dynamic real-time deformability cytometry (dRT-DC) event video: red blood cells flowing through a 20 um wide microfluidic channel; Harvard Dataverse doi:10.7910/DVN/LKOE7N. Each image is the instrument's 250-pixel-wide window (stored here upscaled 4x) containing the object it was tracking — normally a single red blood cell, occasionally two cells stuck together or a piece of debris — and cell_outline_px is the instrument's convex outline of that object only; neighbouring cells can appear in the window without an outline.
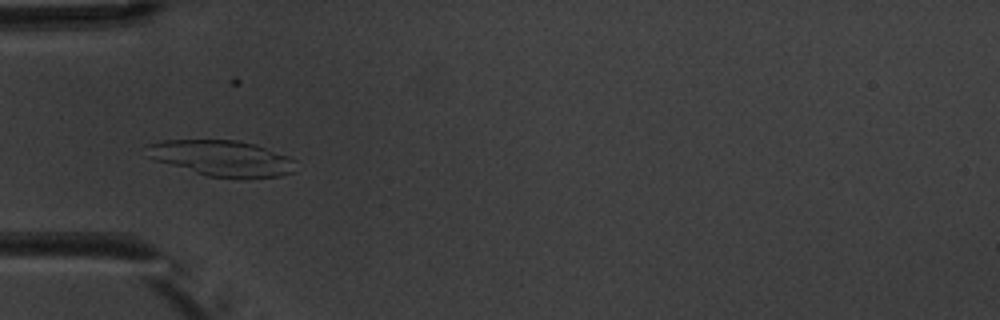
{"species": "common noctule bat (a hibernating species)", "species_latin": "Nyctalus noctula", "temperature_condition": "warm", "stored_images_in_passage": 6, "camera_frame_rate_fps": 3000, "um_per_image_px": 0.085, "animal": {"sex": "male", "body_mass_g": 20.1, "forearm_length_mm": 53.5}, "frame": {"image": 1, "passage_image": 4, "time_ms": 3.667, "image_size_px": [1000, 320], "cell_outline_px": [[296, 172], [280, 176], [244, 180], [208, 176], [156, 160], [144, 156], [144, 144], [160, 140], [236, 140], [252, 144], [288, 156], [296, 160]], "centroid_in_image_um": [18.85, 13.47], "position_along_channel_um": 66.2, "area_um2": 31.67}}
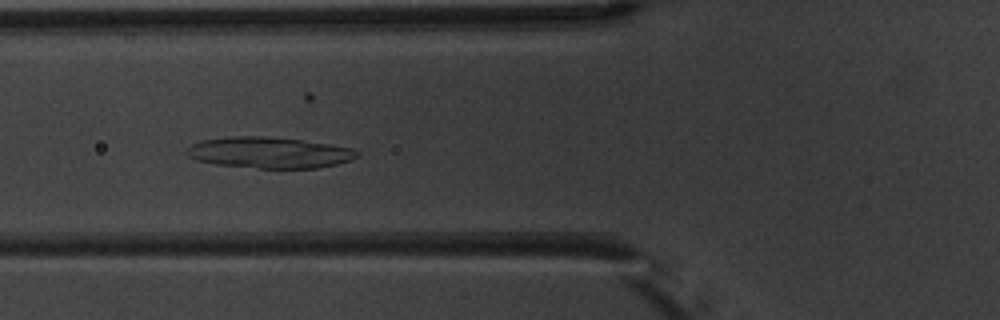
{"frame": {"image": 2, "passage_image": 5, "time_ms": 4.667, "image_size_px": [1000, 320], "cell_outline_px": [[360, 156], [352, 160], [320, 168], [260, 168], [216, 164], [196, 160], [188, 156], [184, 152], [184, 148], [200, 140], [224, 136], [260, 136], [300, 140], [328, 144], [352, 148], [360, 152]], "centroid_in_image_um": [22.85, 12.97], "position_along_channel_um": 102.9, "area_um2": 31.1}}
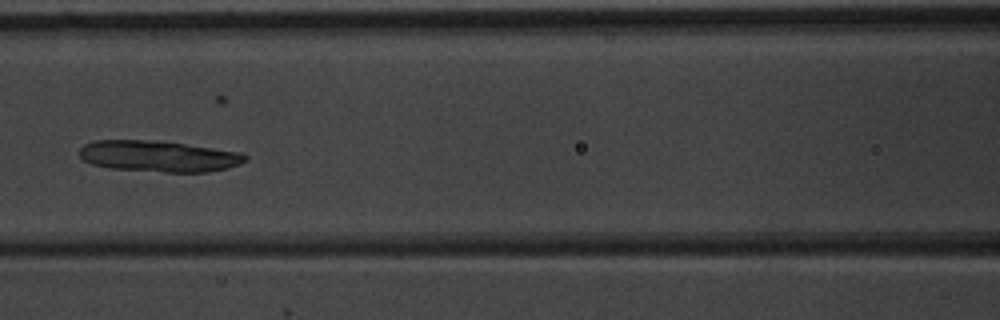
{"frame": {"image": 3, "passage_image": 6, "time_ms": 6.0, "image_size_px": [1000, 320], "cell_outline_px": [[248, 160], [240, 164], [228, 168], [208, 172], [168, 172], [108, 168], [92, 164], [84, 160], [80, 156], [80, 148], [84, 144], [96, 140], [144, 140], [184, 144], [240, 152], [248, 156]], "centroid_in_image_um": [13.49, 13.29], "position_along_channel_um": 153.1, "area_um2": 29.94}}